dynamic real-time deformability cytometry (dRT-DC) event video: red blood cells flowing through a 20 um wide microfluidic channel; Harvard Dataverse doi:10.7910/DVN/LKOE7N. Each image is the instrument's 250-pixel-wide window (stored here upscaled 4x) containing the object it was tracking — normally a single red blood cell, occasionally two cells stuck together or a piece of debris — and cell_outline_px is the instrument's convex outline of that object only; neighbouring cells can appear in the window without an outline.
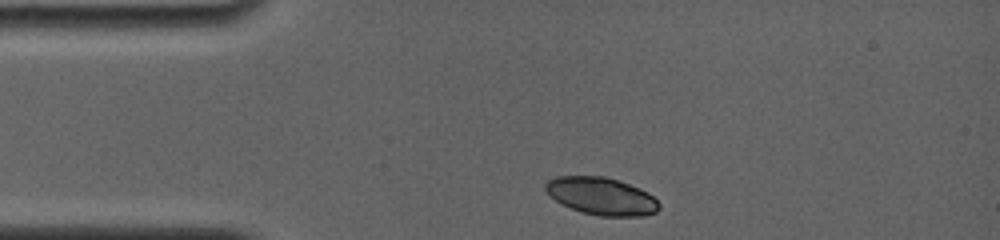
{"species": "common noctule bat (a hibernating species)", "species_latin": "Nyctalus noctula", "temperature_condition": "room temperature", "stored_images_in_passage": 30, "camera_frame_rate_fps": 4000, "um_per_image_px": 0.085, "animal": {"sex": "female", "body_mass_g": 19.0, "forearm_length_mm": 56.7}, "frame": {"image": 1, "passage_image": 1, "time_ms": 0.0, "image_size_px": [1000, 240], "cell_outline_px": [[660, 208], [656, 212], [644, 216], [600, 216], [580, 212], [556, 200], [544, 188], [544, 184], [548, 180], [556, 176], [604, 176], [620, 180], [640, 188], [648, 192], [660, 204]], "centroid_in_image_um": [51.15, 16.67], "position_along_channel_um": 33.9, "area_um2": 24.85}}
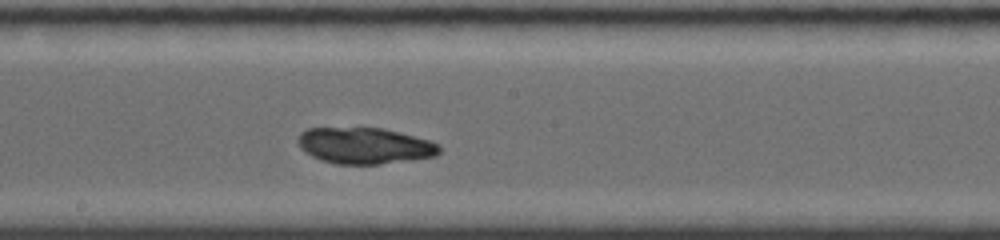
{"frame": {"image": 2, "passage_image": 16, "time_ms": 5.75, "image_size_px": [1000, 240], "cell_outline_px": [[440, 152], [436, 156], [380, 164], [336, 164], [320, 160], [304, 152], [300, 148], [300, 132], [308, 128], [384, 128], [428, 140], [440, 144]], "centroid_in_image_um": [31.0, 12.39], "position_along_channel_um": 217.2, "area_um2": 29.71}}
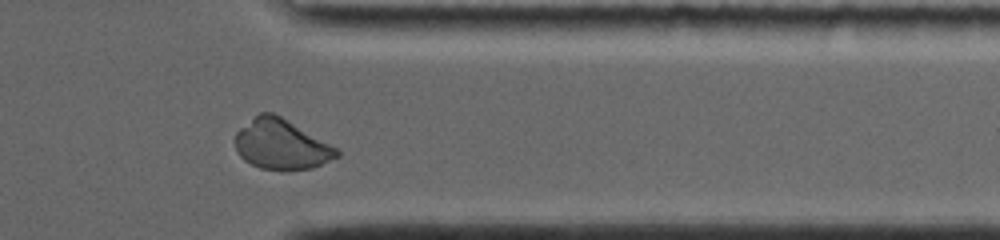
{"frame": {"image": 3, "passage_image": 28, "time_ms": 10.25, "image_size_px": [1000, 240], "cell_outline_px": [[340, 156], [312, 168], [260, 168], [244, 160], [236, 152], [236, 132], [240, 128], [260, 112], [272, 112], [280, 116], [336, 148], [340, 152]], "centroid_in_image_um": [23.88, 12.26], "position_along_channel_um": 387.5, "area_um2": 28.73}}